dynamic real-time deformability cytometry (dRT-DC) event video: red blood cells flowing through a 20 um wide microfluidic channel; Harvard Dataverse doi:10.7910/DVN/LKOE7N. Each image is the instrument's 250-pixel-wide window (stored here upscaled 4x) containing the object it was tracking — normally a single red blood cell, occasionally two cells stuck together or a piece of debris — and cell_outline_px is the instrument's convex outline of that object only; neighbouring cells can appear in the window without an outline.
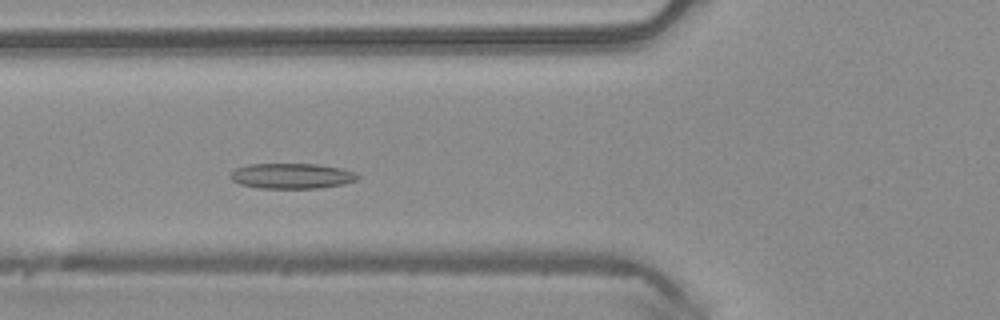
{"species": "common noctule bat (a hibernating species)", "species_latin": "Nyctalus noctula", "temperature_condition": "warm", "stored_images_in_passage": 36, "camera_frame_rate_fps": 3000, "um_per_image_px": 0.085, "animal": {"sex": "male", "body_mass_g": 20.4}, "frame": {"image": 1, "passage_image": 12, "time_ms": 3.667, "image_size_px": [1000, 320], "cell_outline_px": [[360, 176], [356, 180], [344, 184], [316, 188], [260, 188], [240, 184], [232, 180], [228, 176], [236, 168], [248, 164], [316, 164], [340, 168], [356, 172]], "centroid_in_image_um": [24.79, 14.95], "position_along_channel_um": 101.0, "area_um2": 18.79}}
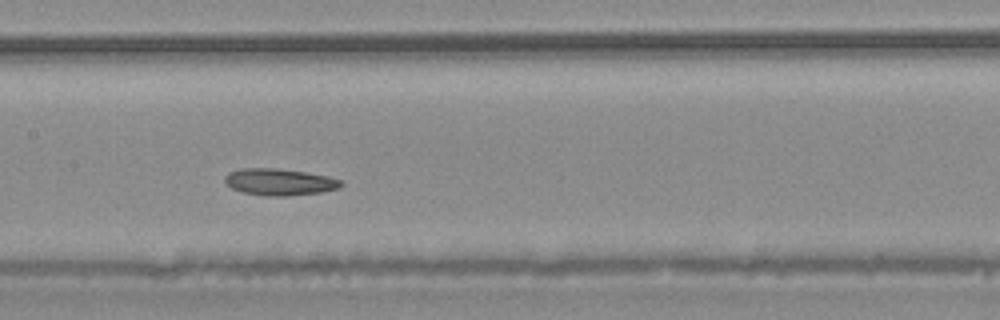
{"frame": {"image": 2, "passage_image": 18, "time_ms": 5.667, "image_size_px": [1000, 320], "cell_outline_px": [[344, 184], [340, 188], [320, 192], [288, 196], [264, 196], [244, 192], [232, 188], [224, 180], [224, 176], [228, 172], [240, 168], [276, 168], [304, 172], [328, 176], [344, 180]], "centroid_in_image_um": [23.78, 15.46], "position_along_channel_um": 183.6, "area_um2": 18.21}}
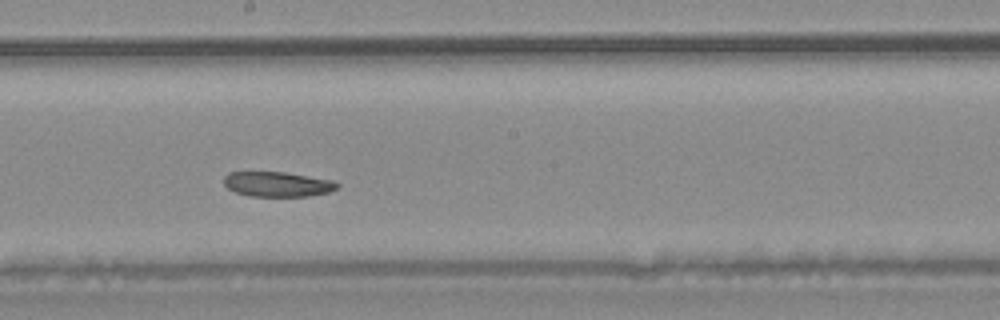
{"frame": {"image": 3, "passage_image": 21, "time_ms": 6.667, "image_size_px": [1000, 320], "cell_outline_px": [[340, 188], [328, 192], [308, 196], [248, 196], [236, 192], [228, 188], [224, 184], [224, 176], [228, 172], [284, 172], [332, 180], [340, 184]], "centroid_in_image_um": [23.59, 15.66], "position_along_channel_um": 224.6, "area_um2": 16.47}, "authors_computed_cell_mechanics": {"area_um2": 18.6116, "velocity_mm_per_s": 4.1108, "shape_relaxation_time_tau1_ms": 3.474, "shape_relaxation_time_tau2_ms": null, "deformation_change_tau1": 0.0757, "deformation_change_tau2": null}}